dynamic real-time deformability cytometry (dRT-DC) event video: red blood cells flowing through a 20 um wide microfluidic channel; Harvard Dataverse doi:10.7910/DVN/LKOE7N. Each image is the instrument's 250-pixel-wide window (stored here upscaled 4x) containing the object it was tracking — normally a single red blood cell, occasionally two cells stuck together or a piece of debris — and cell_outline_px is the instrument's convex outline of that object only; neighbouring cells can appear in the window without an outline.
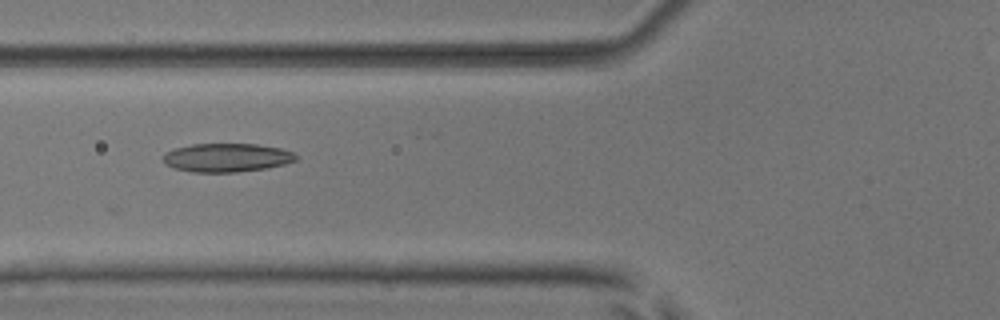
{"species": "common noctule bat (a hibernating species)", "species_latin": "Nyctalus noctula", "temperature_condition": "room temperature", "stored_images_in_passage": 6, "camera_frame_rate_fps": 3000, "um_per_image_px": 0.085, "animal": {"sex": "male", "body_mass_g": 17.9, "forearm_length_mm": 54.2}, "frame": {"image": 1, "passage_image": 2, "time_ms": 0.333, "image_size_px": [1000, 320], "cell_outline_px": [[296, 160], [284, 164], [268, 168], [236, 172], [192, 172], [176, 168], [164, 164], [164, 156], [172, 148], [192, 144], [256, 144], [280, 148], [292, 152], [296, 156]], "centroid_in_image_um": [19.27, 13.4], "position_along_channel_um": 106.5, "area_um2": 22.02}}
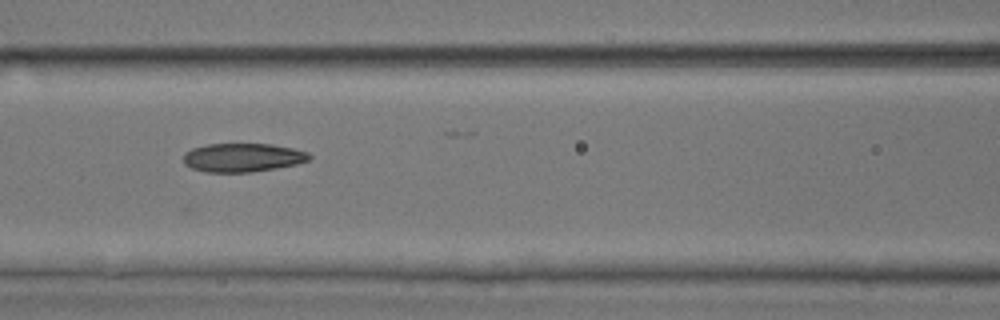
{"frame": {"image": 2, "passage_image": 3, "time_ms": 0.667, "image_size_px": [1000, 320], "cell_outline_px": [[312, 156], [308, 160], [296, 164], [276, 168], [252, 172], [204, 172], [192, 168], [184, 164], [184, 152], [192, 148], [208, 144], [272, 144], [292, 148], [308, 152]], "centroid_in_image_um": [20.61, 13.39], "position_along_channel_um": 146.0, "area_um2": 21.04}}
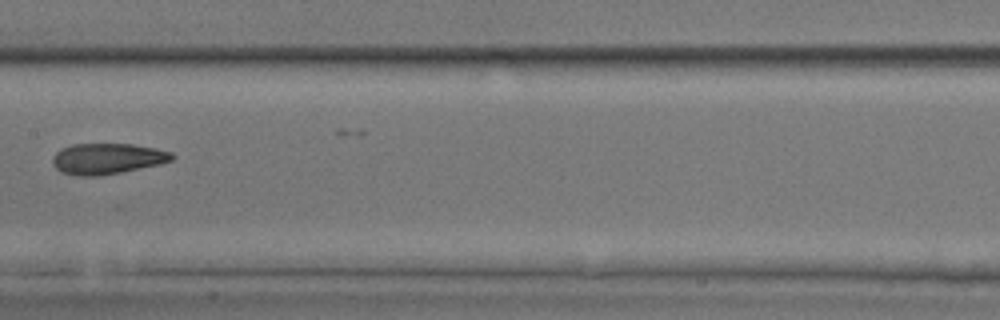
{"frame": {"image": 3, "passage_image": 4, "time_ms": 1.0, "image_size_px": [1000, 320], "cell_outline_px": [[176, 156], [172, 160], [160, 164], [100, 176], [80, 176], [60, 172], [52, 164], [52, 156], [56, 152], [72, 144], [132, 144], [156, 148], [172, 152]], "centroid_in_image_um": [9.12, 13.49], "position_along_channel_um": 198.3, "area_um2": 21.5}}